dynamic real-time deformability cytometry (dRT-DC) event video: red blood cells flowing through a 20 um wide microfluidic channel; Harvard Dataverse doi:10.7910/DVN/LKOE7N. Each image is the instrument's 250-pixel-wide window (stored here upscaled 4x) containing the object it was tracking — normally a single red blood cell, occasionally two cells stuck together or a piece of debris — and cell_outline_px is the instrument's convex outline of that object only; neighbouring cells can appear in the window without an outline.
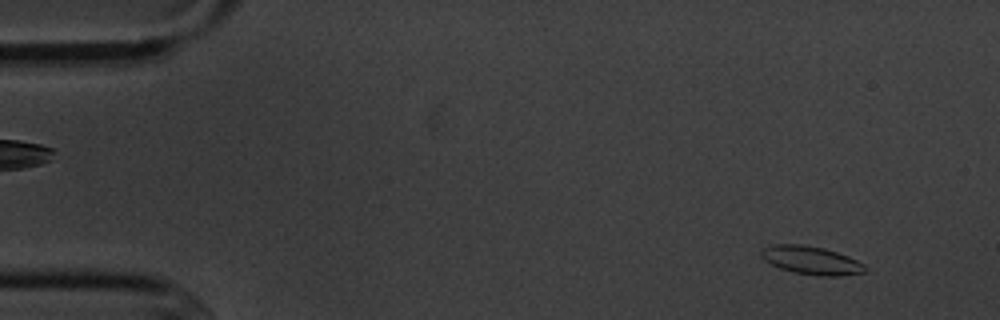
{"species": "common noctule bat (a hibernating species)", "species_latin": "Nyctalus noctula", "temperature_condition": "cold", "stored_images_in_passage": 5, "camera_frame_rate_fps": 3000, "um_per_image_px": 0.085, "animal": {"sex": "male", "body_mass_g": 20.1, "forearm_length_mm": 53.5}, "frame": {"image": 1, "passage_image": 2, "time_ms": 1.0, "image_size_px": [1000, 320], "cell_outline_px": [[868, 268], [864, 272], [840, 276], [820, 276], [796, 272], [780, 268], [764, 260], [760, 256], [760, 248], [776, 244], [800, 244], [824, 248], [848, 256], [864, 264]], "centroid_in_image_um": [68.94, 22.12], "position_along_channel_um": 16.1, "area_um2": 17.05}}
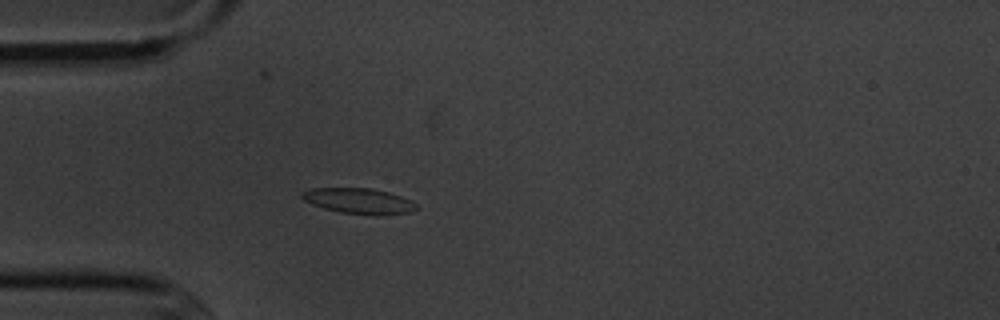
{"frame": {"image": 2, "passage_image": 5, "time_ms": 4.667, "image_size_px": [1000, 320], "cell_outline_px": [[420, 208], [408, 212], [340, 212], [324, 208], [312, 204], [304, 200], [300, 196], [300, 192], [312, 188], [372, 188], [388, 192], [412, 200]], "centroid_in_image_um": [30.43, 17.02], "position_along_channel_um": 54.6, "area_um2": 16.18}}